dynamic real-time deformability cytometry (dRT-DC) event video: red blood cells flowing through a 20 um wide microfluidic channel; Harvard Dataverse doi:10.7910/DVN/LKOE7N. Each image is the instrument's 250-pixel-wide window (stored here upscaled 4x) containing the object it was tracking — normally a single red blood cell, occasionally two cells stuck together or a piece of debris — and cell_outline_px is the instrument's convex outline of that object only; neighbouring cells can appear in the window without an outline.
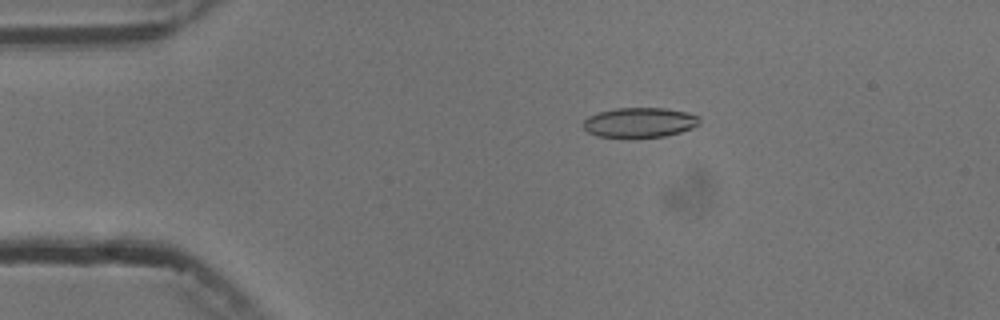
{"species": "common noctule bat (a hibernating species)", "species_latin": "Nyctalus noctula", "temperature_condition": "cold", "stored_images_in_passage": 6, "camera_frame_rate_fps": 3000, "um_per_image_px": 0.085, "animal": {"sex": "male", "body_mass_g": 13.3}, "frame": {"image": 1, "passage_image": 2, "time_ms": 1.0, "image_size_px": [1000, 320], "cell_outline_px": [[700, 124], [692, 128], [680, 132], [664, 136], [596, 136], [588, 132], [584, 128], [584, 120], [588, 116], [600, 112], [616, 108], [664, 108], [688, 112], [700, 116]], "centroid_in_image_um": [54.41, 10.39], "position_along_channel_um": 30.6, "area_um2": 19.94}}
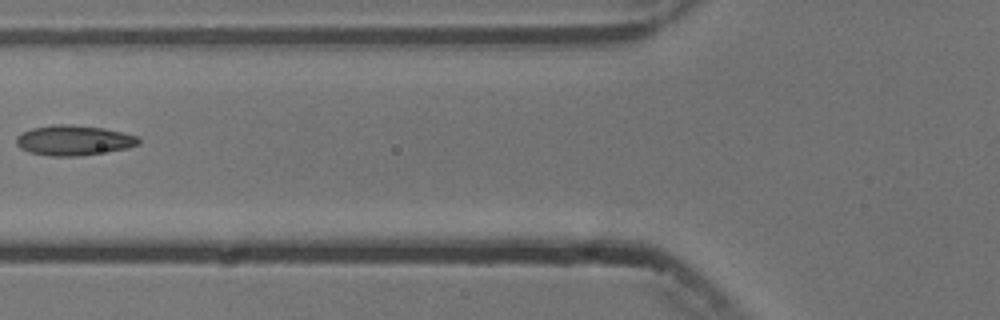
{"frame": {"image": 2, "passage_image": 5, "time_ms": 4.667, "image_size_px": [1000, 320], "cell_outline_px": [[140, 144], [128, 148], [80, 156], [48, 156], [28, 152], [20, 148], [16, 144], [16, 136], [32, 128], [56, 124], [72, 124], [104, 128], [140, 136]], "centroid_in_image_um": [6.29, 11.93], "position_along_channel_um": 119.5, "area_um2": 21.68}}
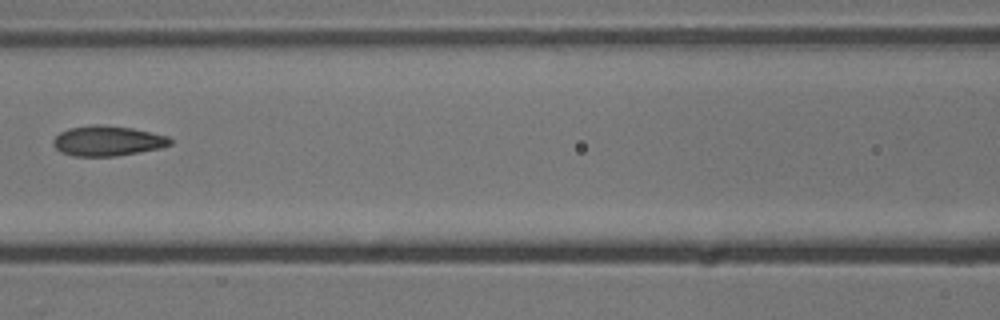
{"frame": {"image": 3, "passage_image": 6, "time_ms": 5.667, "image_size_px": [1000, 320], "cell_outline_px": [[172, 144], [160, 148], [116, 156], [72, 156], [60, 152], [52, 144], [52, 140], [60, 132], [68, 128], [92, 124], [100, 124], [132, 128], [168, 136], [172, 140]], "centroid_in_image_um": [9.11, 11.97], "position_along_channel_um": 157.5, "area_um2": 20.63}}